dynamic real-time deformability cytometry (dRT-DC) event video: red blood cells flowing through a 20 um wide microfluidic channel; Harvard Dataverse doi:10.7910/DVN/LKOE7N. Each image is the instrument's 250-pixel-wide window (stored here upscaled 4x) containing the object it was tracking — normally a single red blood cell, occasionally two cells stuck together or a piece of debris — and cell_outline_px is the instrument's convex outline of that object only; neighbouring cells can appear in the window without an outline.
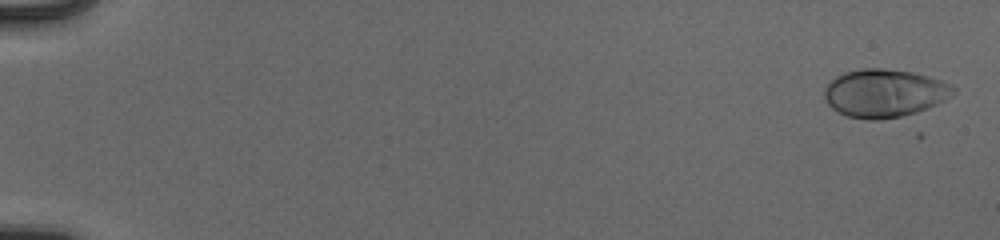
{"species": "human", "species_latin": "Homo sapiens", "temperature_condition": "cold", "stored_images_in_passage": 54, "camera_frame_rate_fps": 3000, "um_per_image_px": 0.085, "donor": {"sex": "male"}, "frame": {"image": 1, "passage_image": 2, "time_ms": 0.333, "image_size_px": [1000, 240], "cell_outline_px": [[956, 92], [944, 100], [928, 108], [916, 112], [900, 116], [880, 120], [868, 120], [848, 116], [832, 108], [828, 104], [824, 96], [824, 92], [828, 84], [836, 76], [844, 72], [864, 68], [884, 68], [912, 72], [928, 76], [940, 80], [956, 88]], "centroid_in_image_um": [75.17, 7.91], "position_along_channel_um": 9.8, "area_um2": 35.89}}
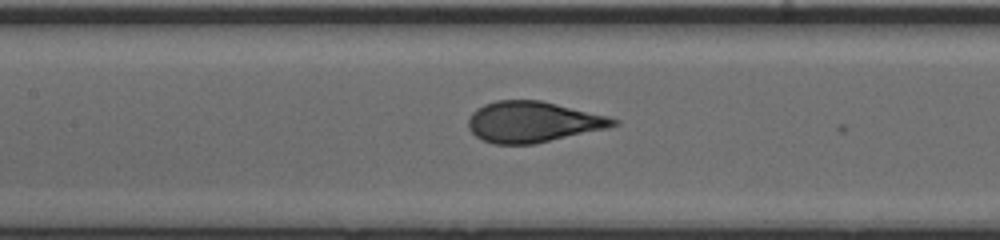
{"frame": {"image": 2, "passage_image": 28, "time_ms": 9.0, "image_size_px": [1000, 240], "cell_outline_px": [[620, 124], [608, 128], [536, 144], [492, 144], [476, 136], [468, 128], [468, 120], [472, 112], [476, 108], [484, 104], [496, 100], [540, 100], [608, 116], [620, 120]], "centroid_in_image_um": [45.3, 10.36], "position_along_channel_um": 162.1, "area_um2": 34.68}}
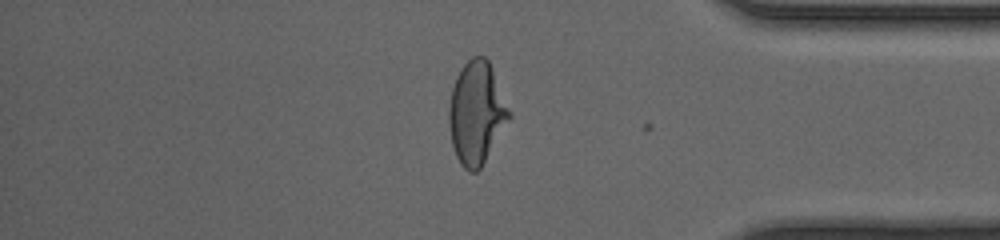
{"frame": {"image": 3, "passage_image": 47, "time_ms": 15.333, "image_size_px": [1000, 240], "cell_outline_px": [[512, 116], [480, 168], [476, 172], [468, 172], [460, 164], [456, 156], [452, 144], [448, 120], [448, 108], [452, 88], [456, 76], [460, 68], [472, 56], [484, 56], [488, 60], [492, 68], [512, 112]], "centroid_in_image_um": [40.5, 9.59], "position_along_channel_um": 394.7, "area_um2": 36.13}, "authors_computed_cell_mechanics": {"area_um2": 34.9979, "velocity_mm_per_s": 3.9308, "shape_relaxation_time_tau1_ms": 3.7383, "shape_relaxation_time_tau2_ms": null, "deformation_change_tau1": 0.1975, "deformation_change_tau2": null}}